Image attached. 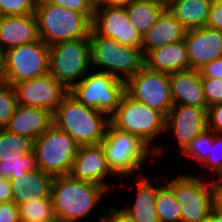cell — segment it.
Here are the masks:
<instances>
[{"instance_id":"obj_1","label":"cell","mask_w":222,"mask_h":222,"mask_svg":"<svg viewBox=\"0 0 222 222\" xmlns=\"http://www.w3.org/2000/svg\"><path fill=\"white\" fill-rule=\"evenodd\" d=\"M108 192L105 187L71 175L55 176L50 194L54 215L65 222H79L95 210Z\"/></svg>"},{"instance_id":"obj_2","label":"cell","mask_w":222,"mask_h":222,"mask_svg":"<svg viewBox=\"0 0 222 222\" xmlns=\"http://www.w3.org/2000/svg\"><path fill=\"white\" fill-rule=\"evenodd\" d=\"M109 122L113 128L137 136L154 152V159L166 151L163 145L158 146L155 143V140L165 133L166 117L161 112L133 99L126 92L119 106L109 117Z\"/></svg>"},{"instance_id":"obj_3","label":"cell","mask_w":222,"mask_h":222,"mask_svg":"<svg viewBox=\"0 0 222 222\" xmlns=\"http://www.w3.org/2000/svg\"><path fill=\"white\" fill-rule=\"evenodd\" d=\"M53 124L79 145H90L102 142L110 122L106 114L79 103L68 93L53 112Z\"/></svg>"},{"instance_id":"obj_4","label":"cell","mask_w":222,"mask_h":222,"mask_svg":"<svg viewBox=\"0 0 222 222\" xmlns=\"http://www.w3.org/2000/svg\"><path fill=\"white\" fill-rule=\"evenodd\" d=\"M35 15L39 38L48 46L55 43L89 38L93 13H80L46 0L38 1Z\"/></svg>"},{"instance_id":"obj_5","label":"cell","mask_w":222,"mask_h":222,"mask_svg":"<svg viewBox=\"0 0 222 222\" xmlns=\"http://www.w3.org/2000/svg\"><path fill=\"white\" fill-rule=\"evenodd\" d=\"M101 144L109 167L120 180L142 175L144 165L148 164L149 158H154V152L137 136L119 131L110 124Z\"/></svg>"},{"instance_id":"obj_6","label":"cell","mask_w":222,"mask_h":222,"mask_svg":"<svg viewBox=\"0 0 222 222\" xmlns=\"http://www.w3.org/2000/svg\"><path fill=\"white\" fill-rule=\"evenodd\" d=\"M91 67L127 81L144 66V55L139 48L122 45L114 39L100 37L92 30Z\"/></svg>"},{"instance_id":"obj_7","label":"cell","mask_w":222,"mask_h":222,"mask_svg":"<svg viewBox=\"0 0 222 222\" xmlns=\"http://www.w3.org/2000/svg\"><path fill=\"white\" fill-rule=\"evenodd\" d=\"M5 83L29 81L49 73L50 51L40 38L7 49L0 55Z\"/></svg>"},{"instance_id":"obj_8","label":"cell","mask_w":222,"mask_h":222,"mask_svg":"<svg viewBox=\"0 0 222 222\" xmlns=\"http://www.w3.org/2000/svg\"><path fill=\"white\" fill-rule=\"evenodd\" d=\"M49 51V73L68 90L92 69L89 38L58 42Z\"/></svg>"},{"instance_id":"obj_9","label":"cell","mask_w":222,"mask_h":222,"mask_svg":"<svg viewBox=\"0 0 222 222\" xmlns=\"http://www.w3.org/2000/svg\"><path fill=\"white\" fill-rule=\"evenodd\" d=\"M68 93L79 103L93 107L110 117L125 93V81L91 69Z\"/></svg>"},{"instance_id":"obj_10","label":"cell","mask_w":222,"mask_h":222,"mask_svg":"<svg viewBox=\"0 0 222 222\" xmlns=\"http://www.w3.org/2000/svg\"><path fill=\"white\" fill-rule=\"evenodd\" d=\"M79 144L54 124L34 140L38 168L55 176L70 175Z\"/></svg>"},{"instance_id":"obj_11","label":"cell","mask_w":222,"mask_h":222,"mask_svg":"<svg viewBox=\"0 0 222 222\" xmlns=\"http://www.w3.org/2000/svg\"><path fill=\"white\" fill-rule=\"evenodd\" d=\"M187 172L166 182L172 187L181 207V222H198L211 214L212 180Z\"/></svg>"},{"instance_id":"obj_12","label":"cell","mask_w":222,"mask_h":222,"mask_svg":"<svg viewBox=\"0 0 222 222\" xmlns=\"http://www.w3.org/2000/svg\"><path fill=\"white\" fill-rule=\"evenodd\" d=\"M125 92L165 117L173 106L169 74L150 70L145 65L125 82Z\"/></svg>"},{"instance_id":"obj_13","label":"cell","mask_w":222,"mask_h":222,"mask_svg":"<svg viewBox=\"0 0 222 222\" xmlns=\"http://www.w3.org/2000/svg\"><path fill=\"white\" fill-rule=\"evenodd\" d=\"M91 26L92 31L100 37L141 49L142 35L130 23L126 8H94Z\"/></svg>"},{"instance_id":"obj_14","label":"cell","mask_w":222,"mask_h":222,"mask_svg":"<svg viewBox=\"0 0 222 222\" xmlns=\"http://www.w3.org/2000/svg\"><path fill=\"white\" fill-rule=\"evenodd\" d=\"M13 88L18 105L45 108L51 112L56 110L62 99L68 94V89L50 73L16 83Z\"/></svg>"},{"instance_id":"obj_15","label":"cell","mask_w":222,"mask_h":222,"mask_svg":"<svg viewBox=\"0 0 222 222\" xmlns=\"http://www.w3.org/2000/svg\"><path fill=\"white\" fill-rule=\"evenodd\" d=\"M70 175L74 179L105 187L109 191L113 188L106 181L107 177L120 179L109 167L101 143L79 146Z\"/></svg>"},{"instance_id":"obj_16","label":"cell","mask_w":222,"mask_h":222,"mask_svg":"<svg viewBox=\"0 0 222 222\" xmlns=\"http://www.w3.org/2000/svg\"><path fill=\"white\" fill-rule=\"evenodd\" d=\"M207 112L200 107L173 105L166 116L165 132L172 133L180 153L207 127Z\"/></svg>"},{"instance_id":"obj_17","label":"cell","mask_w":222,"mask_h":222,"mask_svg":"<svg viewBox=\"0 0 222 222\" xmlns=\"http://www.w3.org/2000/svg\"><path fill=\"white\" fill-rule=\"evenodd\" d=\"M190 69L199 70L205 64L222 57V31L209 27L190 29L185 37Z\"/></svg>"},{"instance_id":"obj_18","label":"cell","mask_w":222,"mask_h":222,"mask_svg":"<svg viewBox=\"0 0 222 222\" xmlns=\"http://www.w3.org/2000/svg\"><path fill=\"white\" fill-rule=\"evenodd\" d=\"M173 105H190L208 109L199 70L187 69L169 74Z\"/></svg>"},{"instance_id":"obj_19","label":"cell","mask_w":222,"mask_h":222,"mask_svg":"<svg viewBox=\"0 0 222 222\" xmlns=\"http://www.w3.org/2000/svg\"><path fill=\"white\" fill-rule=\"evenodd\" d=\"M39 39L35 13L22 16H0V55L7 49Z\"/></svg>"},{"instance_id":"obj_20","label":"cell","mask_w":222,"mask_h":222,"mask_svg":"<svg viewBox=\"0 0 222 222\" xmlns=\"http://www.w3.org/2000/svg\"><path fill=\"white\" fill-rule=\"evenodd\" d=\"M53 125V112L49 109L17 105L14 115L4 129L33 140Z\"/></svg>"},{"instance_id":"obj_21","label":"cell","mask_w":222,"mask_h":222,"mask_svg":"<svg viewBox=\"0 0 222 222\" xmlns=\"http://www.w3.org/2000/svg\"><path fill=\"white\" fill-rule=\"evenodd\" d=\"M187 29L166 8L151 28L142 36L141 51L148 52L178 41L185 40Z\"/></svg>"},{"instance_id":"obj_22","label":"cell","mask_w":222,"mask_h":222,"mask_svg":"<svg viewBox=\"0 0 222 222\" xmlns=\"http://www.w3.org/2000/svg\"><path fill=\"white\" fill-rule=\"evenodd\" d=\"M53 176L43 172L41 169L27 171L23 175L15 176L11 183L12 201L18 207L31 200L51 196V185Z\"/></svg>"},{"instance_id":"obj_23","label":"cell","mask_w":222,"mask_h":222,"mask_svg":"<svg viewBox=\"0 0 222 222\" xmlns=\"http://www.w3.org/2000/svg\"><path fill=\"white\" fill-rule=\"evenodd\" d=\"M144 65L150 70L167 74L190 69L185 40L148 52L144 56Z\"/></svg>"},{"instance_id":"obj_24","label":"cell","mask_w":222,"mask_h":222,"mask_svg":"<svg viewBox=\"0 0 222 222\" xmlns=\"http://www.w3.org/2000/svg\"><path fill=\"white\" fill-rule=\"evenodd\" d=\"M147 177L133 176L137 181L134 203L122 207L134 222H159L155 207L158 185Z\"/></svg>"},{"instance_id":"obj_25","label":"cell","mask_w":222,"mask_h":222,"mask_svg":"<svg viewBox=\"0 0 222 222\" xmlns=\"http://www.w3.org/2000/svg\"><path fill=\"white\" fill-rule=\"evenodd\" d=\"M213 0H166V8L187 29L205 27Z\"/></svg>"},{"instance_id":"obj_26","label":"cell","mask_w":222,"mask_h":222,"mask_svg":"<svg viewBox=\"0 0 222 222\" xmlns=\"http://www.w3.org/2000/svg\"><path fill=\"white\" fill-rule=\"evenodd\" d=\"M166 9V0H133L126 11L130 23L143 36Z\"/></svg>"},{"instance_id":"obj_27","label":"cell","mask_w":222,"mask_h":222,"mask_svg":"<svg viewBox=\"0 0 222 222\" xmlns=\"http://www.w3.org/2000/svg\"><path fill=\"white\" fill-rule=\"evenodd\" d=\"M157 184L155 207L159 222H181V207L172 187L165 180Z\"/></svg>"},{"instance_id":"obj_28","label":"cell","mask_w":222,"mask_h":222,"mask_svg":"<svg viewBox=\"0 0 222 222\" xmlns=\"http://www.w3.org/2000/svg\"><path fill=\"white\" fill-rule=\"evenodd\" d=\"M34 140L0 128V157L26 156L33 152Z\"/></svg>"},{"instance_id":"obj_29","label":"cell","mask_w":222,"mask_h":222,"mask_svg":"<svg viewBox=\"0 0 222 222\" xmlns=\"http://www.w3.org/2000/svg\"><path fill=\"white\" fill-rule=\"evenodd\" d=\"M20 222H47L55 215L51 196L33 199L19 206Z\"/></svg>"},{"instance_id":"obj_30","label":"cell","mask_w":222,"mask_h":222,"mask_svg":"<svg viewBox=\"0 0 222 222\" xmlns=\"http://www.w3.org/2000/svg\"><path fill=\"white\" fill-rule=\"evenodd\" d=\"M38 169L36 153L33 151L26 156L0 157V176L12 180L15 176L27 171Z\"/></svg>"},{"instance_id":"obj_31","label":"cell","mask_w":222,"mask_h":222,"mask_svg":"<svg viewBox=\"0 0 222 222\" xmlns=\"http://www.w3.org/2000/svg\"><path fill=\"white\" fill-rule=\"evenodd\" d=\"M215 134L213 130L206 127L180 154L192 158L194 163L196 161L201 166L207 160Z\"/></svg>"},{"instance_id":"obj_32","label":"cell","mask_w":222,"mask_h":222,"mask_svg":"<svg viewBox=\"0 0 222 222\" xmlns=\"http://www.w3.org/2000/svg\"><path fill=\"white\" fill-rule=\"evenodd\" d=\"M15 90L12 85L4 83L0 86V128H5L17 107Z\"/></svg>"},{"instance_id":"obj_33","label":"cell","mask_w":222,"mask_h":222,"mask_svg":"<svg viewBox=\"0 0 222 222\" xmlns=\"http://www.w3.org/2000/svg\"><path fill=\"white\" fill-rule=\"evenodd\" d=\"M201 167H203V170L207 169V171H210V175L214 177L213 179L222 177V134L216 133L214 135L207 160Z\"/></svg>"},{"instance_id":"obj_34","label":"cell","mask_w":222,"mask_h":222,"mask_svg":"<svg viewBox=\"0 0 222 222\" xmlns=\"http://www.w3.org/2000/svg\"><path fill=\"white\" fill-rule=\"evenodd\" d=\"M36 0H0V16H22L35 13Z\"/></svg>"},{"instance_id":"obj_35","label":"cell","mask_w":222,"mask_h":222,"mask_svg":"<svg viewBox=\"0 0 222 222\" xmlns=\"http://www.w3.org/2000/svg\"><path fill=\"white\" fill-rule=\"evenodd\" d=\"M204 97L207 106L222 103V79L201 77Z\"/></svg>"},{"instance_id":"obj_36","label":"cell","mask_w":222,"mask_h":222,"mask_svg":"<svg viewBox=\"0 0 222 222\" xmlns=\"http://www.w3.org/2000/svg\"><path fill=\"white\" fill-rule=\"evenodd\" d=\"M51 4L62 6L80 13H94V5L90 0H46Z\"/></svg>"},{"instance_id":"obj_37","label":"cell","mask_w":222,"mask_h":222,"mask_svg":"<svg viewBox=\"0 0 222 222\" xmlns=\"http://www.w3.org/2000/svg\"><path fill=\"white\" fill-rule=\"evenodd\" d=\"M206 118L207 128L222 134V103L208 107Z\"/></svg>"},{"instance_id":"obj_38","label":"cell","mask_w":222,"mask_h":222,"mask_svg":"<svg viewBox=\"0 0 222 222\" xmlns=\"http://www.w3.org/2000/svg\"><path fill=\"white\" fill-rule=\"evenodd\" d=\"M206 27L222 31V0H213Z\"/></svg>"},{"instance_id":"obj_39","label":"cell","mask_w":222,"mask_h":222,"mask_svg":"<svg viewBox=\"0 0 222 222\" xmlns=\"http://www.w3.org/2000/svg\"><path fill=\"white\" fill-rule=\"evenodd\" d=\"M0 222H20L19 207L15 202L0 203Z\"/></svg>"},{"instance_id":"obj_40","label":"cell","mask_w":222,"mask_h":222,"mask_svg":"<svg viewBox=\"0 0 222 222\" xmlns=\"http://www.w3.org/2000/svg\"><path fill=\"white\" fill-rule=\"evenodd\" d=\"M100 222H134L122 208H109L106 214L99 215Z\"/></svg>"},{"instance_id":"obj_41","label":"cell","mask_w":222,"mask_h":222,"mask_svg":"<svg viewBox=\"0 0 222 222\" xmlns=\"http://www.w3.org/2000/svg\"><path fill=\"white\" fill-rule=\"evenodd\" d=\"M199 72L201 77L222 79V57L205 64Z\"/></svg>"},{"instance_id":"obj_42","label":"cell","mask_w":222,"mask_h":222,"mask_svg":"<svg viewBox=\"0 0 222 222\" xmlns=\"http://www.w3.org/2000/svg\"><path fill=\"white\" fill-rule=\"evenodd\" d=\"M212 208L222 215V179H212Z\"/></svg>"},{"instance_id":"obj_43","label":"cell","mask_w":222,"mask_h":222,"mask_svg":"<svg viewBox=\"0 0 222 222\" xmlns=\"http://www.w3.org/2000/svg\"><path fill=\"white\" fill-rule=\"evenodd\" d=\"M12 201V189L10 179L0 176V203Z\"/></svg>"},{"instance_id":"obj_44","label":"cell","mask_w":222,"mask_h":222,"mask_svg":"<svg viewBox=\"0 0 222 222\" xmlns=\"http://www.w3.org/2000/svg\"><path fill=\"white\" fill-rule=\"evenodd\" d=\"M133 0H98L94 8L121 7L126 8Z\"/></svg>"},{"instance_id":"obj_45","label":"cell","mask_w":222,"mask_h":222,"mask_svg":"<svg viewBox=\"0 0 222 222\" xmlns=\"http://www.w3.org/2000/svg\"><path fill=\"white\" fill-rule=\"evenodd\" d=\"M212 217H213V222H222V215L215 213L213 210H212Z\"/></svg>"},{"instance_id":"obj_46","label":"cell","mask_w":222,"mask_h":222,"mask_svg":"<svg viewBox=\"0 0 222 222\" xmlns=\"http://www.w3.org/2000/svg\"><path fill=\"white\" fill-rule=\"evenodd\" d=\"M4 83L5 81H4V76H3V67H2V61L0 58V86Z\"/></svg>"},{"instance_id":"obj_47","label":"cell","mask_w":222,"mask_h":222,"mask_svg":"<svg viewBox=\"0 0 222 222\" xmlns=\"http://www.w3.org/2000/svg\"><path fill=\"white\" fill-rule=\"evenodd\" d=\"M198 222H213L212 211H211L210 215H208L207 217L199 220Z\"/></svg>"},{"instance_id":"obj_48","label":"cell","mask_w":222,"mask_h":222,"mask_svg":"<svg viewBox=\"0 0 222 222\" xmlns=\"http://www.w3.org/2000/svg\"><path fill=\"white\" fill-rule=\"evenodd\" d=\"M47 222H65V221H63V220L60 219V218L54 217L52 220L47 221Z\"/></svg>"},{"instance_id":"obj_49","label":"cell","mask_w":222,"mask_h":222,"mask_svg":"<svg viewBox=\"0 0 222 222\" xmlns=\"http://www.w3.org/2000/svg\"><path fill=\"white\" fill-rule=\"evenodd\" d=\"M92 3H93V5L98 1V0H90Z\"/></svg>"}]
</instances>
